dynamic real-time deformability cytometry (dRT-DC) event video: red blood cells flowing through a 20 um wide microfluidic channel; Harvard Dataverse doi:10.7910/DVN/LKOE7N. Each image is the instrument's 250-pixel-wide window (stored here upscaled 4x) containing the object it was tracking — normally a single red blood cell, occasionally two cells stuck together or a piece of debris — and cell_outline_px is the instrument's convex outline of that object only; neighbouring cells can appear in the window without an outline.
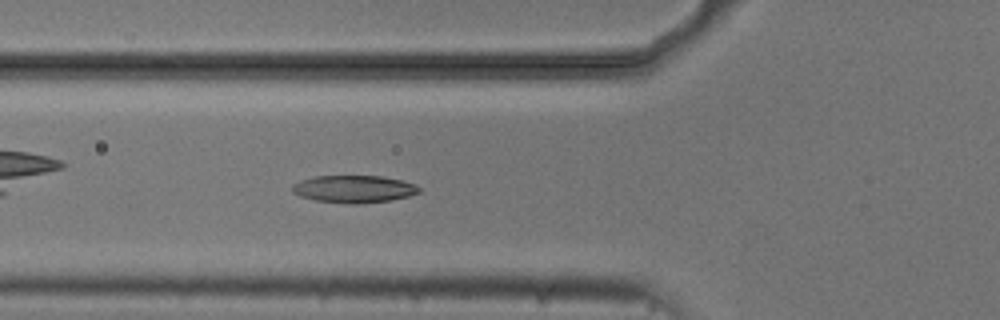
{"species": "common noctule bat (a hibernating species)", "species_latin": "Nyctalus noctula", "temperature_condition": "cold", "stored_images_in_passage": 42, "camera_frame_rate_fps": 3000, "um_per_image_px": 0.085, "animal": {"sex": "male", "body_mass_g": 20.5, "forearm_length_mm": 52.5}, "frame": {"image": 1, "passage_image": 7, "time_ms": 2.0, "image_size_px": [1000, 320], "cell_outline_px": [[420, 192], [408, 196], [392, 200], [356, 204], [316, 200], [300, 196], [292, 192], [292, 184], [300, 180], [316, 176], [384, 176], [416, 184], [420, 188]], "centroid_in_image_um": [30.09, 16.06], "position_along_channel_um": 95.7, "area_um2": 20.17}}
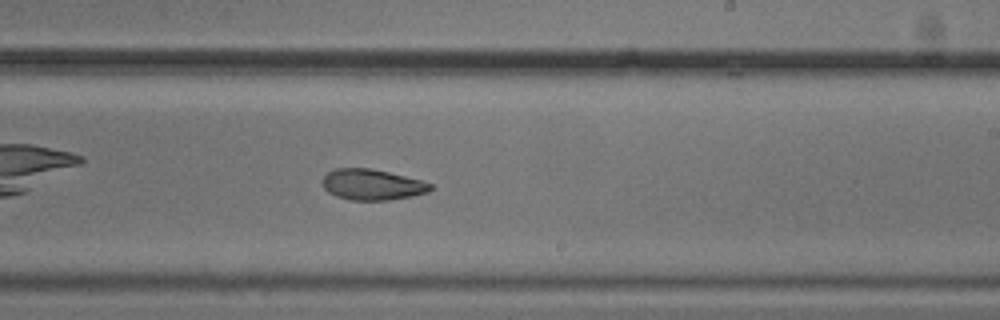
{"frame": {"image": 2, "passage_image": 20, "time_ms": 6.333, "image_size_px": [1000, 320], "cell_outline_px": [[432, 188], [428, 192], [412, 196], [388, 200], [352, 200], [336, 196], [328, 192], [324, 188], [324, 176], [328, 172], [336, 168], [372, 168], [420, 180], [432, 184]], "centroid_in_image_um": [31.63, 15.69], "position_along_channel_um": 257.4, "area_um2": 19.19}}
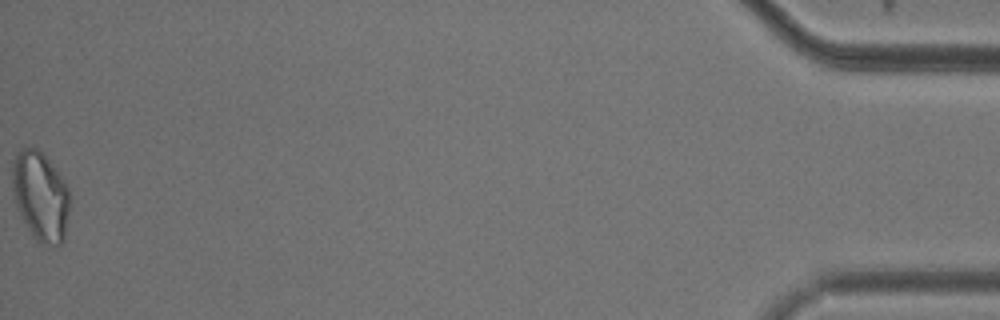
{"frame": {"image": 3, "passage_image": 42, "time_ms": 13.667, "image_size_px": [1000, 320], "cell_outline_px": [[68, 212], [64, 240], [56, 248], [40, 244], [32, 236], [12, 196], [12, 164], [16, 152], [20, 148], [32, 144], [48, 160], [64, 180], [68, 188]], "centroid_in_image_um": [3.42, 16.67], "position_along_channel_um": 431.8, "area_um2": 30.06}, "authors_computed_cell_mechanics": {"area_um2": 20.23, "velocity_mm_per_s": 3.714, "shape_relaxation_time_tau1_ms": 7.7124, "shape_relaxation_time_tau2_ms": 3.4674, "deformation_change_tau1": 0.2013, "deformation_change_tau2": 0.0927}}